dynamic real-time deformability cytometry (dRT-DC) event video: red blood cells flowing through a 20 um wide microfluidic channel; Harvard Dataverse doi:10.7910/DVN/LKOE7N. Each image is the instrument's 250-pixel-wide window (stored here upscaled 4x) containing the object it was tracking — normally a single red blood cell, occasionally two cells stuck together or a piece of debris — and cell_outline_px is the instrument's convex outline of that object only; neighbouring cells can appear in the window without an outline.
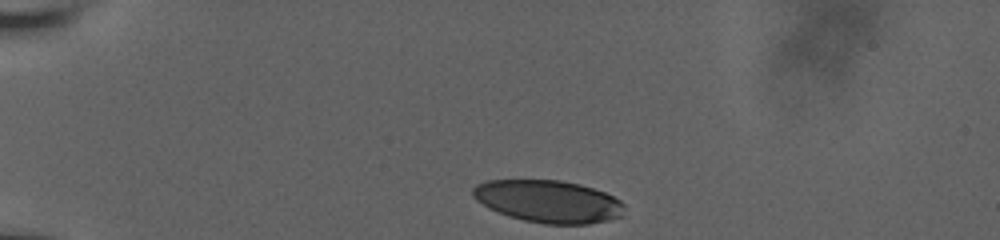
{"species": "human", "species_latin": "Homo sapiens", "temperature_condition": "room temperature", "stored_images_in_passage": 35, "camera_frame_rate_fps": 3000, "um_per_image_px": 0.085, "donor": {"sex": "male"}, "frame": {"image": 1, "passage_image": 1, "time_ms": 0.0, "image_size_px": [1000, 240], "cell_outline_px": [[624, 216], [608, 220], [588, 224], [544, 224], [524, 220], [508, 216], [488, 208], [476, 200], [472, 196], [472, 188], [476, 184], [488, 180], [560, 180], [580, 184], [604, 192], [620, 200], [624, 204]], "centroid_in_image_um": [46.6, 17.12], "position_along_channel_um": 38.4, "area_um2": 37.63}}
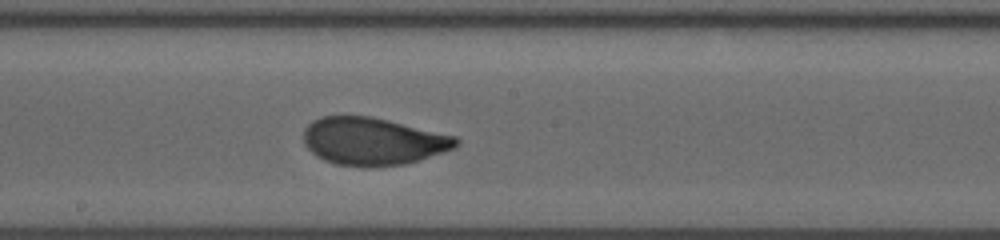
{"frame": {"image": 2, "passage_image": 20, "time_ms": 6.333, "image_size_px": [1000, 240], "cell_outline_px": [[460, 144], [456, 148], [420, 160], [404, 164], [368, 168], [364, 168], [336, 164], [324, 160], [316, 156], [304, 144], [304, 128], [312, 120], [320, 116], [372, 116], [456, 136], [460, 140]], "centroid_in_image_um": [31.71, 12.02], "position_along_channel_um": 216.5, "area_um2": 42.77}}
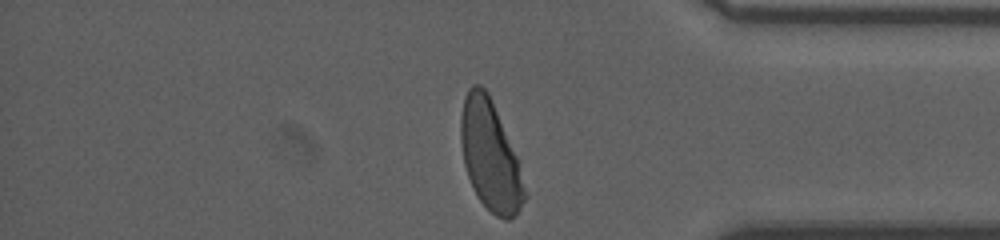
{"frame": {"image": 3, "passage_image": 35, "time_ms": 11.333, "image_size_px": [1000, 240], "cell_outline_px": [[528, 196], [516, 212], [508, 220], [504, 220], [496, 216], [480, 200], [468, 176], [464, 164], [460, 140], [460, 116], [464, 96], [468, 88], [472, 84], [480, 84], [488, 92], [516, 156]], "centroid_in_image_um": [41.64, 13.2], "position_along_channel_um": 393.6, "area_um2": 40.29}, "authors_computed_cell_mechanics": {"area_um2": 41.616, "velocity_mm_per_s": 3.8219, "shape_relaxation_time_tau1_ms": 3.7493, "shape_relaxation_time_tau2_ms": null, "deformation_change_tau1": 0.1744, "deformation_change_tau2": null}}